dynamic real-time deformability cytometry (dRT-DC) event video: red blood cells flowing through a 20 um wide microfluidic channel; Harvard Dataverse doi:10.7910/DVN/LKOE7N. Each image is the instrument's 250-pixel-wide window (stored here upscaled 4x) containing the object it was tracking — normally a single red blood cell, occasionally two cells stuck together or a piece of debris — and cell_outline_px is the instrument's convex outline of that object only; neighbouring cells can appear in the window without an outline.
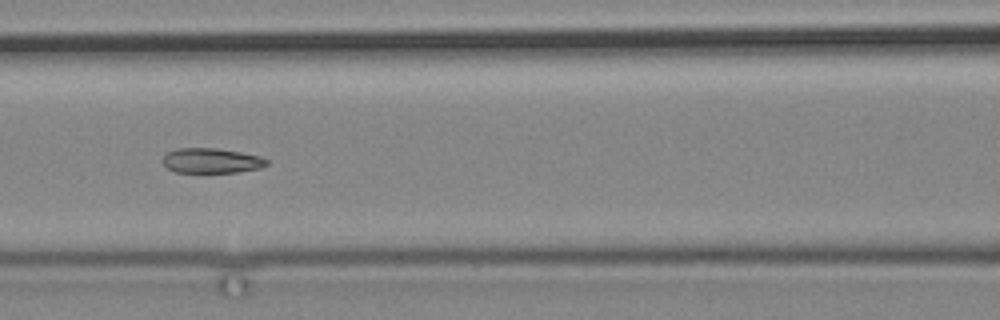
{"species": "common noctule bat (a hibernating species)", "species_latin": "Nyctalus noctula", "temperature_condition": "cold", "stored_images_in_passage": 10, "camera_frame_rate_fps": 3000, "um_per_image_px": 0.085, "animal": {"sex": "male", "body_mass_g": 19.2, "forearm_length_mm": 51.8}, "frame": {"image": 1, "passage_image": 9, "time_ms": 10.667, "image_size_px": [1000, 320], "cell_outline_px": [[268, 164], [260, 168], [236, 172], [176, 172], [168, 168], [160, 160], [168, 152], [180, 148], [216, 148], [240, 152], [260, 156], [268, 160]], "centroid_in_image_um": [17.97, 13.65], "position_along_channel_um": 148.6, "area_um2": 15.03}}
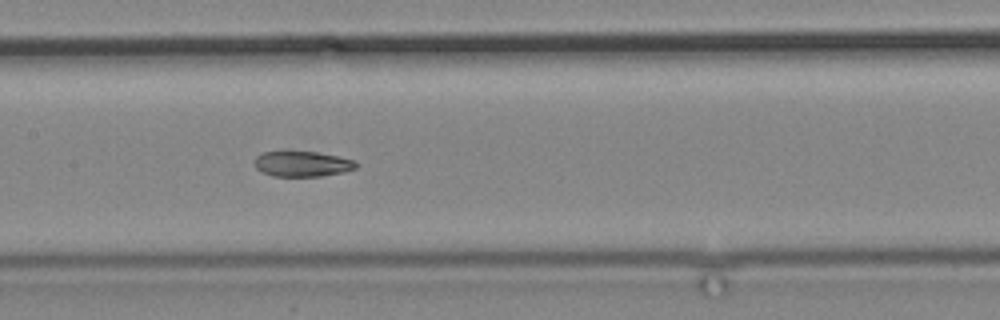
{"frame": {"image": 2, "passage_image": 10, "time_ms": 11.667, "image_size_px": [1000, 320], "cell_outline_px": [[356, 168], [344, 172], [320, 176], [272, 176], [260, 172], [256, 168], [256, 156], [264, 152], [316, 152], [356, 160]], "centroid_in_image_um": [25.7, 13.94], "position_along_channel_um": 181.7, "area_um2": 14.85}}